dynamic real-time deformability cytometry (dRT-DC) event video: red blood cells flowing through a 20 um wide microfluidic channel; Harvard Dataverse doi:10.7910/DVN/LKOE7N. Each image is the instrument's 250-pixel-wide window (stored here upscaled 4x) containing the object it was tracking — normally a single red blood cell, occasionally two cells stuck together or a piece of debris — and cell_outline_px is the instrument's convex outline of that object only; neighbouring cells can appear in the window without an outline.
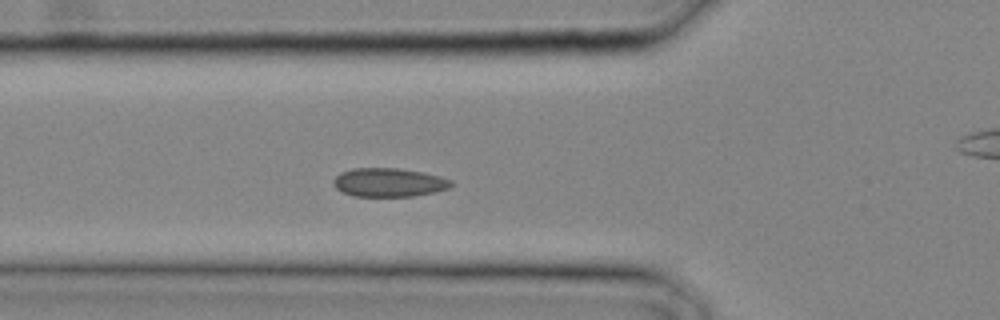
{"species": "common noctule bat (a hibernating species)", "species_latin": "Nyctalus noctula", "temperature_condition": "cold", "stored_images_in_passage": 15, "camera_frame_rate_fps": 3000, "um_per_image_px": 0.085, "animal": {"sex": "male", "body_mass_g": 20.4}, "frame": {"image": 1, "passage_image": 9, "time_ms": 2.667, "image_size_px": [1000, 320], "cell_outline_px": [[452, 184], [448, 188], [436, 192], [412, 196], [352, 196], [336, 188], [332, 184], [332, 180], [340, 172], [352, 168], [396, 168], [424, 172], [440, 176], [452, 180]], "centroid_in_image_um": [33.04, 15.5], "position_along_channel_um": 92.8, "area_um2": 19.77}}
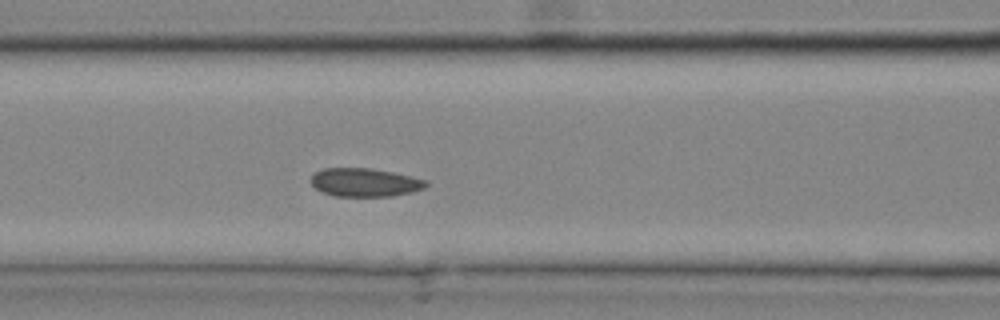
{"frame": {"image": 2, "passage_image": 11, "time_ms": 3.333, "image_size_px": [1000, 320], "cell_outline_px": [[428, 184], [424, 188], [392, 196], [336, 196], [324, 192], [316, 188], [308, 180], [316, 172], [324, 168], [372, 168], [412, 176], [428, 180]], "centroid_in_image_um": [31.01, 15.49], "position_along_channel_um": 135.6, "area_um2": 18.96}}
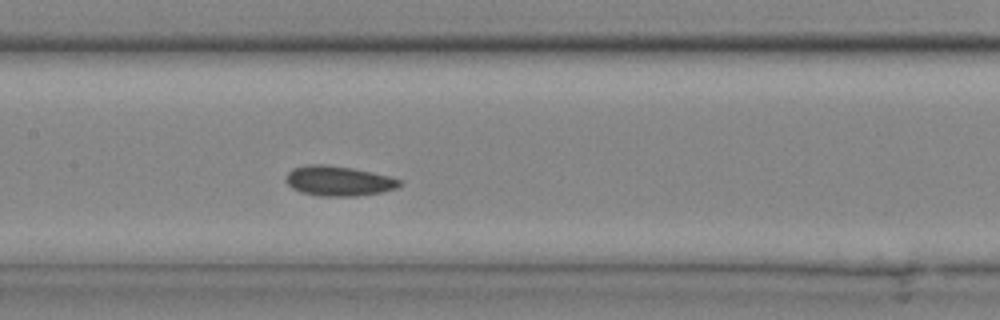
{"frame": {"image": 3, "passage_image": 13, "time_ms": 4.0, "image_size_px": [1000, 320], "cell_outline_px": [[404, 184], [396, 188], [380, 192], [356, 196], [320, 196], [300, 192], [292, 188], [284, 180], [288, 172], [292, 168], [304, 164], [324, 164], [352, 168], [372, 172], [404, 180]], "centroid_in_image_um": [28.77, 15.37], "position_along_channel_um": 178.6, "area_um2": 20.06}}